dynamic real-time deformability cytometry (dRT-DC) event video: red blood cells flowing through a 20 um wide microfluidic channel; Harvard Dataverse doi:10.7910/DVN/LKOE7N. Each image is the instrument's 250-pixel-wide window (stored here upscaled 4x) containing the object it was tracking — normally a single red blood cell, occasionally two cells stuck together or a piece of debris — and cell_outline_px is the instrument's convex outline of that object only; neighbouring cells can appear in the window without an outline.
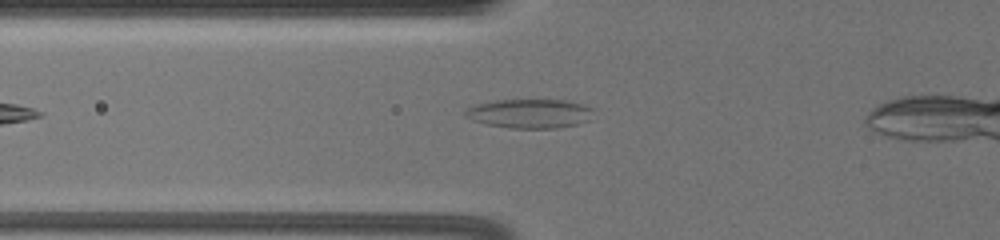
{"species": "common noctule bat (a hibernating species)", "species_latin": "Nyctalus noctula", "temperature_condition": "warm", "stored_images_in_passage": 38, "camera_frame_rate_fps": 3000, "um_per_image_px": 0.085, "animal": {"sex": "female", "body_mass_g": 19.5, "forearm_length_mm": 54.1}, "frame": {"image": 1, "passage_image": 5, "time_ms": 1.333, "image_size_px": [1000, 240], "cell_outline_px": [[596, 108], [588, 120], [576, 124], [556, 128], [508, 128], [488, 124], [472, 120], [464, 116], [464, 108], [476, 104], [496, 100], [564, 100], [584, 104]], "centroid_in_image_um": [45.02, 9.64], "position_along_channel_um": 80.8, "area_um2": 21.91}}
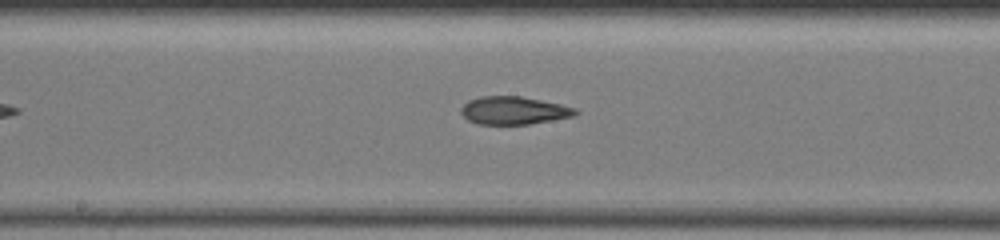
{"frame": {"image": 2, "passage_image": 16, "time_ms": 5.0, "image_size_px": [1000, 240], "cell_outline_px": [[580, 112], [572, 116], [552, 120], [528, 124], [476, 124], [468, 120], [460, 112], [460, 108], [468, 100], [480, 96], [520, 96], [560, 104], [576, 108]], "centroid_in_image_um": [43.64, 9.39], "position_along_channel_um": 204.6, "area_um2": 18.55}}
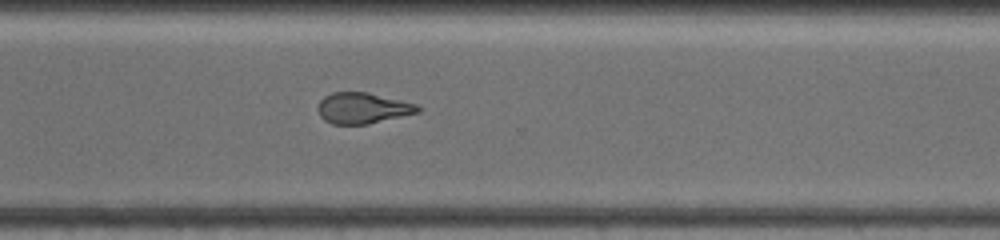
{"frame": {"image": 3, "passage_image": 28, "time_ms": 9.0, "image_size_px": [1000, 240], "cell_outline_px": [[420, 112], [368, 124], [332, 124], [324, 120], [320, 116], [320, 100], [324, 96], [332, 92], [368, 92], [416, 104], [420, 108]], "centroid_in_image_um": [30.84, 9.19], "position_along_channel_um": 339.8, "area_um2": 17.8}}